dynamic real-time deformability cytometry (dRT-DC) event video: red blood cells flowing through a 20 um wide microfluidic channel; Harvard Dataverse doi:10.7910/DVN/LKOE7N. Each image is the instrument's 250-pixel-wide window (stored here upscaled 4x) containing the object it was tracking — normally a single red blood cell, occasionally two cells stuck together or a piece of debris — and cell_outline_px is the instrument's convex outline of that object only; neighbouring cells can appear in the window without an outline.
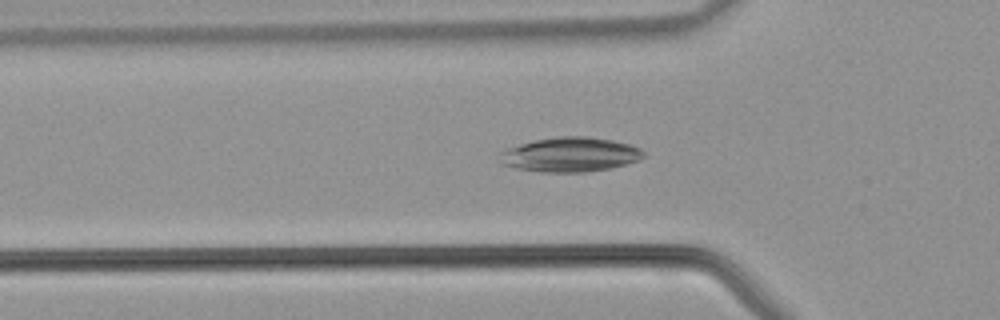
{"species": "common noctule bat (a hibernating species)", "species_latin": "Nyctalus noctula", "temperature_condition": "warm", "stored_images_in_passage": 40, "camera_frame_rate_fps": 3000, "um_per_image_px": 0.085, "animal": {"sex": "male", "body_mass_g": 21.5, "forearm_length_mm": 52.0}, "frame": {"image": 1, "passage_image": 12, "time_ms": 3.667, "image_size_px": [1000, 320], "cell_outline_px": [[644, 156], [640, 160], [612, 168], [584, 172], [540, 172], [516, 168], [500, 164], [500, 152], [508, 148], [532, 140], [556, 136], [588, 136], [612, 140], [632, 144], [640, 148], [644, 152]], "centroid_in_image_um": [48.47, 13.13], "position_along_channel_um": 77.3, "area_um2": 29.25}}
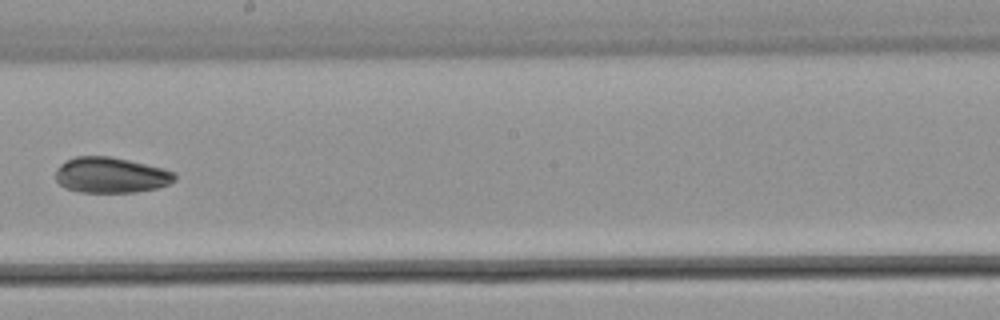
{"frame": {"image": 2, "passage_image": 22, "time_ms": 7.0, "image_size_px": [1000, 320], "cell_outline_px": [[176, 180], [160, 188], [136, 192], [80, 192], [64, 188], [56, 180], [56, 168], [60, 164], [76, 156], [112, 156], [164, 168], [176, 172]], "centroid_in_image_um": [9.45, 14.88], "position_along_channel_um": 238.7, "area_um2": 25.03}}
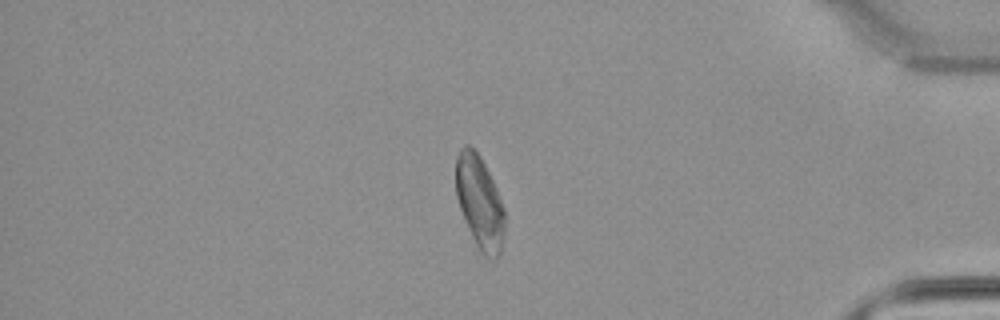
{"frame": {"image": 3, "passage_image": 34, "time_ms": 11.0, "image_size_px": [1000, 320], "cell_outline_px": [[504, 236], [500, 252], [496, 260], [492, 260], [484, 256], [480, 252], [468, 228], [460, 208], [456, 196], [456, 156], [460, 148], [464, 144], [468, 144], [480, 156], [496, 188], [504, 208]], "centroid_in_image_um": [40.77, 17.21], "position_along_channel_um": 394.4, "area_um2": 26.36}}